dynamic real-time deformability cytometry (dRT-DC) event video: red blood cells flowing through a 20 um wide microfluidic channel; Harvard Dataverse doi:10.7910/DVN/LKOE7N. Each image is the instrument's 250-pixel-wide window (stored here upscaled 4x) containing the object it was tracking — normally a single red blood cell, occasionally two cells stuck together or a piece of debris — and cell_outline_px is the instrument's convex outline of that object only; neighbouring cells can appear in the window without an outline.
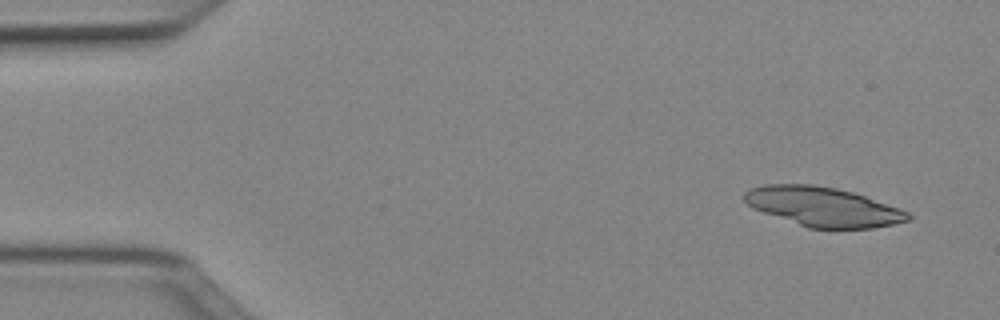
{"species": "Egyptian fruit bat (a non-hibernating species)", "species_latin": "Rousettus aegyptiacus", "temperature_condition": "cold", "stored_images_in_passage": 49, "camera_frame_rate_fps": 3000, "um_per_image_px": 0.085, "animal": {"sex": "female"}, "frame": {"image": 1, "passage_image": 3, "time_ms": 0.667, "image_size_px": [1000, 320], "cell_outline_px": [[912, 216], [908, 220], [892, 224], [872, 228], [808, 228], [752, 208], [744, 200], [744, 192], [752, 188], [764, 184], [812, 184], [836, 188], [852, 192], [900, 208], [908, 212]], "centroid_in_image_um": [69.94, 17.57], "position_along_channel_um": 15.1, "area_um2": 37.22}}
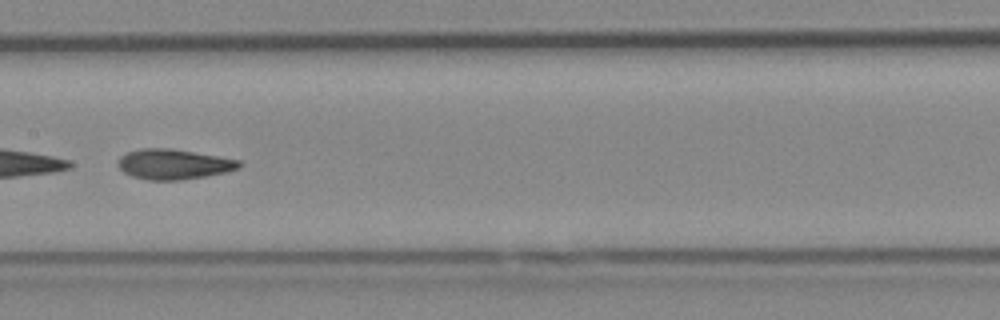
{"frame": {"image": 2, "passage_image": 25, "time_ms": 8.0, "image_size_px": [1000, 320], "cell_outline_px": [[240, 168], [228, 172], [180, 180], [148, 180], [132, 176], [124, 172], [116, 164], [120, 156], [128, 152], [140, 148], [172, 148], [240, 160]], "centroid_in_image_um": [14.74, 13.95], "position_along_channel_um": 192.7, "area_um2": 21.33}}
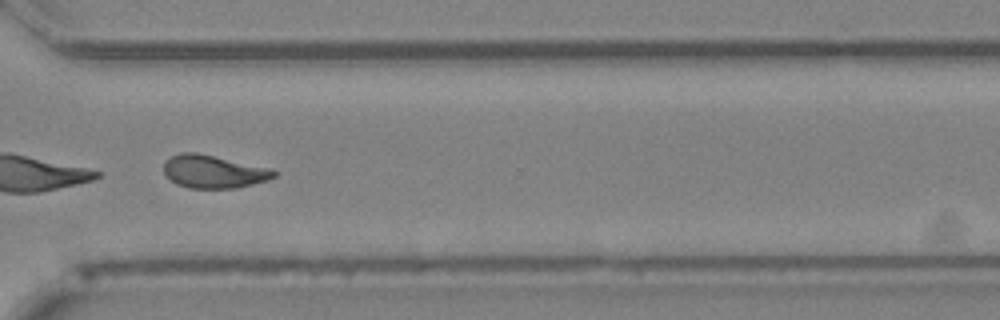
{"frame": {"image": 3, "passage_image": 37, "time_ms": 12.0, "image_size_px": [1000, 320], "cell_outline_px": [[276, 176], [268, 180], [236, 188], [188, 188], [176, 184], [164, 172], [164, 160], [180, 152], [196, 152], [272, 168], [276, 172]], "centroid_in_image_um": [18.16, 14.58], "position_along_channel_um": 352.4, "area_um2": 21.21}}